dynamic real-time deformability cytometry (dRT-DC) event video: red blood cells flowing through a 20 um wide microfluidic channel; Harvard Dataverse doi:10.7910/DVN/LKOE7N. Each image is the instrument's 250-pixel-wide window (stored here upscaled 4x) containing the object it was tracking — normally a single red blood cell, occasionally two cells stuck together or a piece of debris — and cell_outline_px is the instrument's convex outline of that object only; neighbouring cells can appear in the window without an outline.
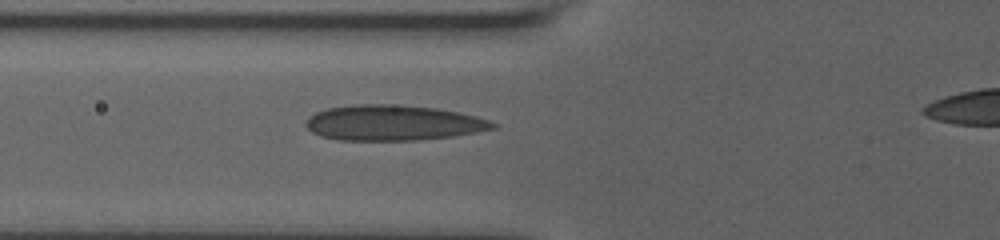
{"species": "human", "species_latin": "Homo sapiens", "temperature_condition": "room temperature", "stored_images_in_passage": 15, "camera_frame_rate_fps": 3000, "um_per_image_px": 0.085, "donor": {"sex": "male"}, "frame": {"image": 1, "passage_image": 7, "time_ms": 5.0, "image_size_px": [1000, 240], "cell_outline_px": [[496, 128], [476, 132], [452, 136], [416, 140], [336, 140], [320, 136], [312, 132], [304, 124], [308, 116], [316, 112], [328, 108], [356, 104], [388, 104], [436, 108], [476, 116], [488, 120], [496, 124]], "centroid_in_image_um": [33.36, 10.44], "position_along_channel_um": 92.4, "area_um2": 38.44}}
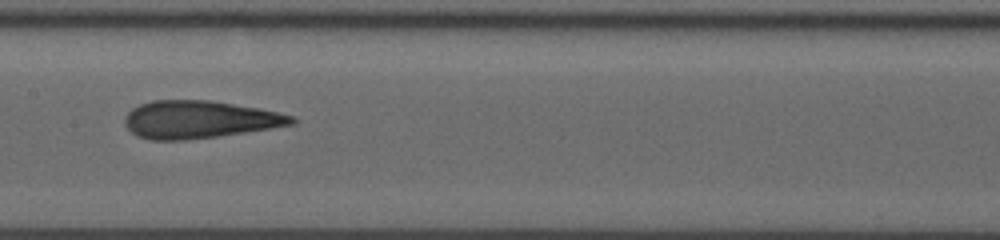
{"frame": {"image": 2, "passage_image": 10, "time_ms": 7.667, "image_size_px": [1000, 240], "cell_outline_px": [[296, 124], [272, 128], [216, 136], [184, 140], [152, 140], [136, 136], [124, 124], [124, 116], [132, 108], [140, 104], [152, 100], [208, 100], [260, 108], [296, 116]], "centroid_in_image_um": [16.94, 10.15], "position_along_channel_um": 190.5, "area_um2": 36.65}}
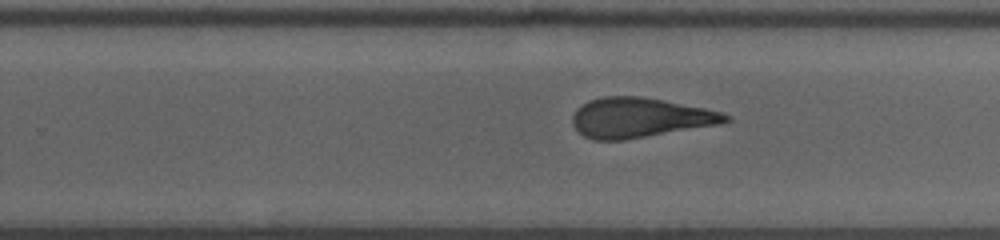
{"frame": {"image": 3, "passage_image": 14, "time_ms": 10.0, "image_size_px": [1000, 240], "cell_outline_px": [[732, 120], [716, 124], [624, 140], [596, 140], [584, 136], [572, 124], [572, 116], [576, 108], [588, 100], [604, 96], [640, 96], [664, 100], [704, 108], [720, 112], [732, 116]], "centroid_in_image_um": [54.34, 9.99], "position_along_channel_um": 275.5, "area_um2": 35.2}}